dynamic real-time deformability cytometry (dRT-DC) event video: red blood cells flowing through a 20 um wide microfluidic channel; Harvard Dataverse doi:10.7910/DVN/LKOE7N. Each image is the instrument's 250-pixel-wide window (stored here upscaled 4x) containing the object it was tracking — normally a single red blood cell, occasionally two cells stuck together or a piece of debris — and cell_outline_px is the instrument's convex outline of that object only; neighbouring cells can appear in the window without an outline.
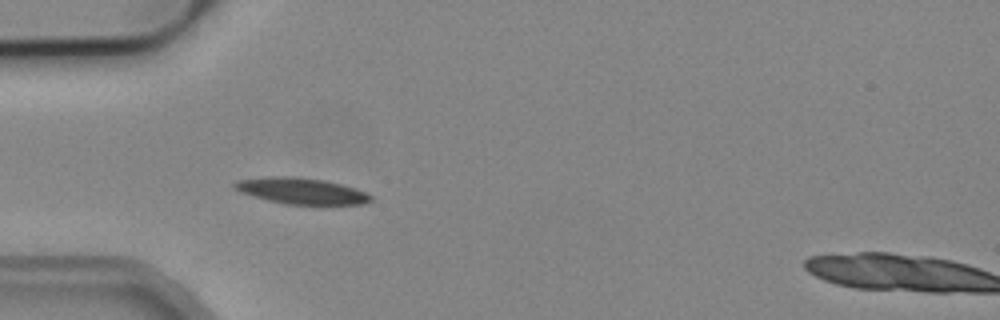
{"species": "common noctule bat (a hibernating species)", "species_latin": "Nyctalus noctula", "temperature_condition": "cold", "stored_images_in_passage": 6, "camera_frame_rate_fps": 3000, "um_per_image_px": 0.085, "animal": {"sex": "male", "body_mass_g": 19.2, "forearm_length_mm": 51.8}, "frame": {"image": 1, "passage_image": 5, "time_ms": 1.333, "image_size_px": [1000, 320], "cell_outline_px": [[372, 200], [364, 204], [320, 208], [284, 204], [268, 200], [232, 188], [232, 184], [240, 180], [272, 176], [288, 176], [324, 180], [356, 188], [372, 196]], "centroid_in_image_um": [25.74, 16.29], "position_along_channel_um": 59.3, "area_um2": 21.5}}